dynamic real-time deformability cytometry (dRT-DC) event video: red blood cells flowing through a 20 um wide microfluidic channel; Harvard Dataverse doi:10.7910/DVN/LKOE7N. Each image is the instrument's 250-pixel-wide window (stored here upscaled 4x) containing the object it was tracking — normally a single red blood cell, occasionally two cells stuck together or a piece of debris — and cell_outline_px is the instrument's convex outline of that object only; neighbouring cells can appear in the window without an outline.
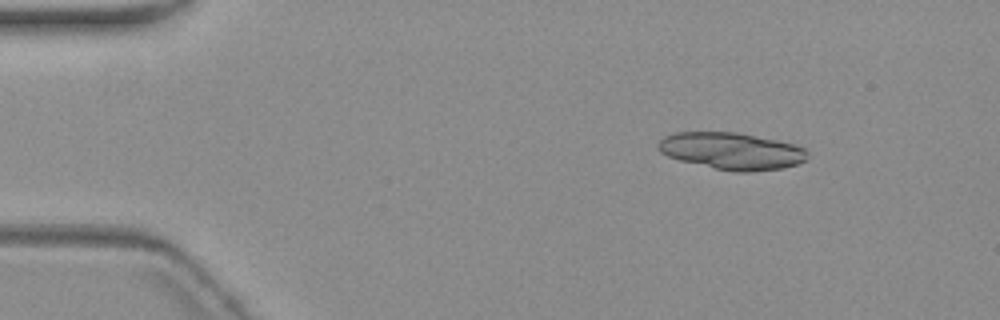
{"species": "common noctule bat (a hibernating species)", "species_latin": "Nyctalus noctula", "temperature_condition": "warm", "stored_images_in_passage": 5, "camera_frame_rate_fps": 3000, "um_per_image_px": 0.085, "animal": {"sex": "female", "body_mass_g": 19.3, "forearm_length_mm": 54.1}, "frame": {"image": 1, "passage_image": 1, "time_ms": 0.0, "image_size_px": [1000, 320], "cell_outline_px": [[808, 160], [784, 168], [752, 172], [732, 172], [680, 160], [668, 156], [660, 152], [656, 148], [656, 144], [664, 136], [676, 132], [736, 132], [776, 140], [792, 144], [804, 148], [808, 152]], "centroid_in_image_um": [62.18, 12.84], "position_along_channel_um": 22.8, "area_um2": 32.25}}
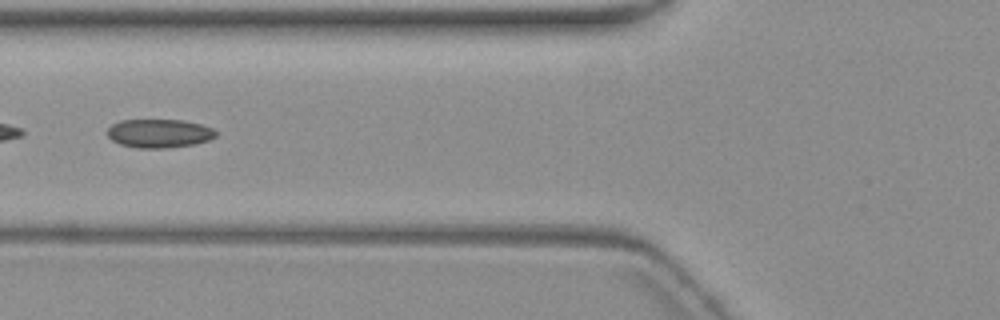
{"frame": {"image": 2, "passage_image": 5, "time_ms": 5.0, "image_size_px": [1000, 320], "cell_outline_px": [[216, 136], [208, 140], [196, 144], [168, 148], [136, 148], [120, 144], [112, 140], [108, 136], [108, 128], [112, 124], [120, 120], [180, 120], [200, 124], [212, 128], [216, 132]], "centroid_in_image_um": [13.52, 11.34], "position_along_channel_um": 112.3, "area_um2": 18.09}}